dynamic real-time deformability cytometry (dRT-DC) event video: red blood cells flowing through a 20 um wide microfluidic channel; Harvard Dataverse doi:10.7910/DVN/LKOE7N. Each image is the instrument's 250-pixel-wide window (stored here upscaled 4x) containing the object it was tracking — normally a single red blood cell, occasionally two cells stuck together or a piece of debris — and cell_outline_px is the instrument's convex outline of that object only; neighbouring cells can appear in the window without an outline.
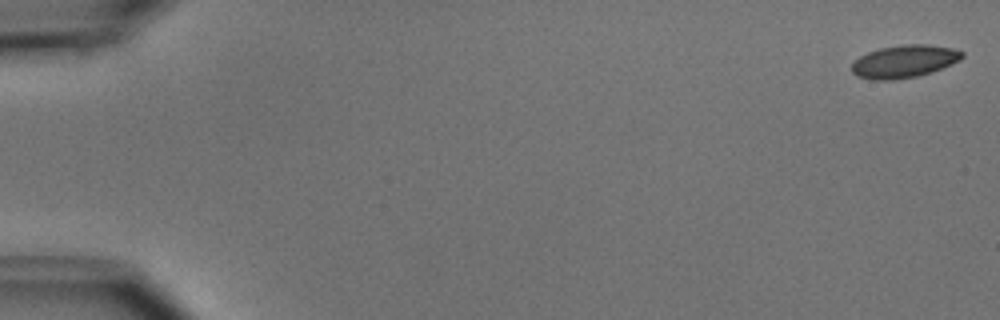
{"species": "common noctule bat (a hibernating species)", "species_latin": "Nyctalus noctula", "temperature_condition": "cold", "stored_images_in_passage": 53, "camera_frame_rate_fps": 3000, "um_per_image_px": 0.085, "animal": {"sex": "male", "body_mass_g": 15.6}, "frame": {"image": 1, "passage_image": 1, "time_ms": 0.0, "image_size_px": [1000, 320], "cell_outline_px": [[964, 56], [960, 60], [952, 64], [932, 72], [916, 76], [892, 80], [872, 80], [856, 76], [852, 72], [852, 64], [860, 56], [868, 52], [880, 48], [904, 44], [928, 44], [952, 48], [964, 52]], "centroid_in_image_um": [76.87, 5.22], "position_along_channel_um": 8.1, "area_um2": 21.04}}
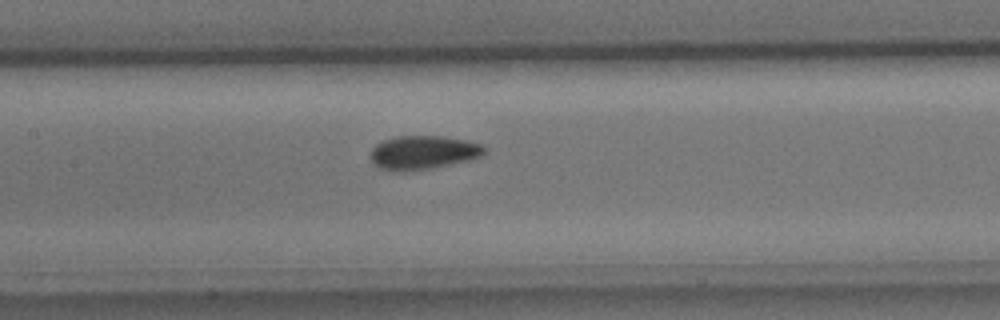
{"frame": {"image": 2, "passage_image": 26, "time_ms": 8.333, "image_size_px": [1000, 320], "cell_outline_px": [[484, 152], [480, 156], [468, 160], [432, 168], [404, 172], [396, 172], [380, 168], [372, 160], [372, 148], [376, 144], [384, 140], [396, 136], [440, 136], [464, 140], [484, 144]], "centroid_in_image_um": [35.95, 12.96], "position_along_channel_um": 171.4, "area_um2": 22.2}}
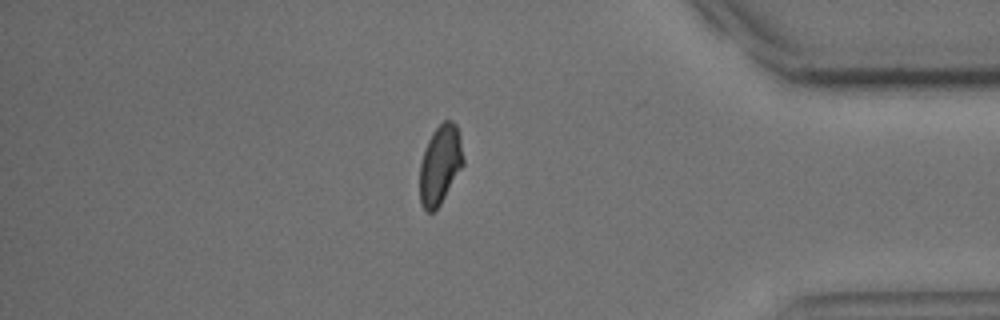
{"frame": {"image": 3, "passage_image": 46, "time_ms": 15.0, "image_size_px": [1000, 320], "cell_outline_px": [[464, 164], [440, 204], [432, 212], [428, 212], [420, 204], [420, 164], [428, 140], [432, 132], [444, 120], [452, 120], [456, 124], [460, 132], [464, 160]], "centroid_in_image_um": [37.43, 13.96], "position_along_channel_um": 397.8, "area_um2": 20.06}}